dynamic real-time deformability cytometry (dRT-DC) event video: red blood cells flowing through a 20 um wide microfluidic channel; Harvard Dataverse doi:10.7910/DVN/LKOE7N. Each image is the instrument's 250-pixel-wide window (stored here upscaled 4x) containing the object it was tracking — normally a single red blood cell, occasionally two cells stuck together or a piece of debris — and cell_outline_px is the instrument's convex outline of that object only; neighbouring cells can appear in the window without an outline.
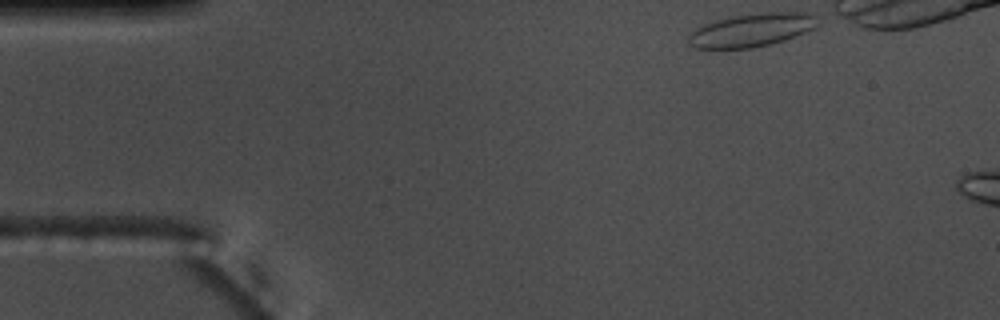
{"species": "common noctule bat (a hibernating species)", "species_latin": "Nyctalus noctula", "temperature_condition": "warm", "stored_images_in_passage": 6, "camera_frame_rate_fps": 3000, "um_per_image_px": 0.085, "animal": {"sex": "male", "body_mass_g": 17.5, "forearm_length_mm": 52.3}, "frame": {"image": 1, "passage_image": 1, "time_ms": 0.0, "image_size_px": [1000, 320], "cell_outline_px": [[816, 24], [812, 28], [804, 32], [784, 40], [752, 48], [696, 48], [688, 44], [688, 36], [696, 28], [704, 24], [716, 20], [732, 16], [768, 12], [816, 12]], "centroid_in_image_um": [63.88, 2.54], "position_along_channel_um": 21.1, "area_um2": 24.8}}